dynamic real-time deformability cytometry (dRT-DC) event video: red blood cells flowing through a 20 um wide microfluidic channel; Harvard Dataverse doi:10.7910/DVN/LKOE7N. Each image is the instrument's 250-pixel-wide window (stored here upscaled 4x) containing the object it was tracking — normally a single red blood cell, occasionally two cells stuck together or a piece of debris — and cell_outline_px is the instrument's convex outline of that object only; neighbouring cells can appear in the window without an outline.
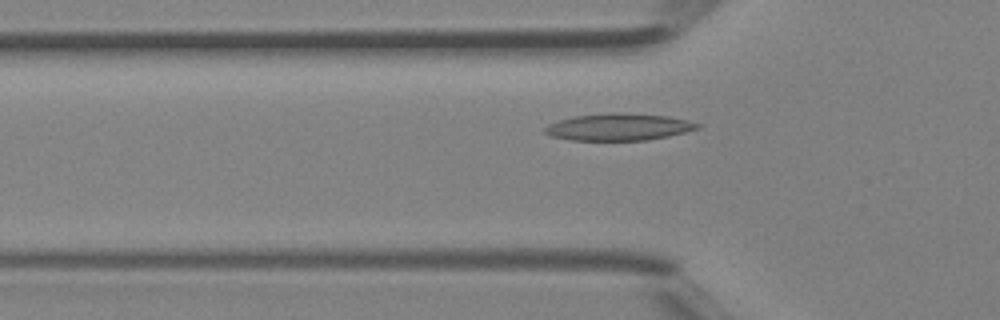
{"species": "Egyptian fruit bat (a non-hibernating species)", "species_latin": "Rousettus aegyptiacus", "temperature_condition": "room temperature", "stored_images_in_passage": 33, "camera_frame_rate_fps": 3000, "um_per_image_px": 0.085, "animal": {"sex": "female"}, "frame": {"image": 1, "passage_image": 5, "time_ms": 1.333, "image_size_px": [1000, 320], "cell_outline_px": [[700, 128], [668, 136], [648, 140], [572, 140], [552, 136], [544, 132], [544, 128], [548, 124], [572, 116], [616, 112], [620, 112], [668, 116], [688, 120], [700, 124]], "centroid_in_image_um": [52.59, 10.79], "position_along_channel_um": 73.2, "area_um2": 23.93}}
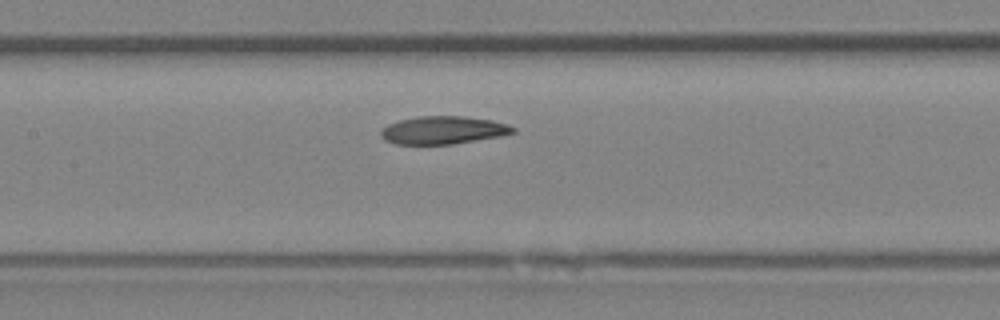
{"frame": {"image": 2, "passage_image": 11, "time_ms": 3.333, "image_size_px": [1000, 320], "cell_outline_px": [[516, 132], [500, 136], [452, 144], [396, 144], [384, 140], [380, 136], [380, 128], [388, 124], [400, 120], [416, 116], [464, 116], [492, 120], [508, 124], [516, 128]], "centroid_in_image_um": [37.65, 11.06], "position_along_channel_um": 169.8, "area_um2": 21.62}}
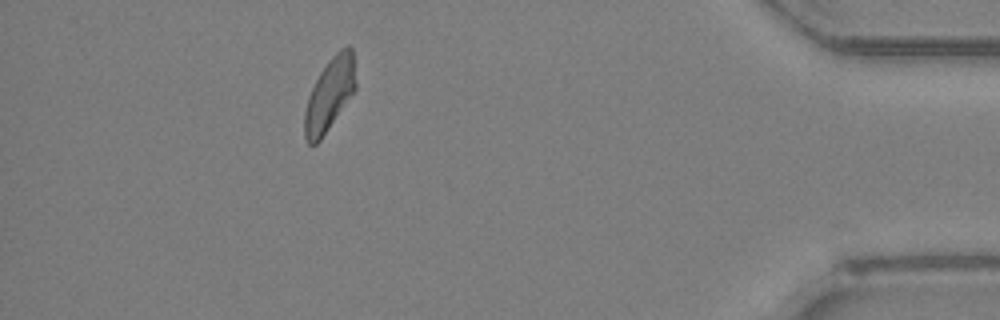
{"frame": {"image": 3, "passage_image": 29, "time_ms": 9.333, "image_size_px": [1000, 320], "cell_outline_px": [[356, 88], [320, 140], [316, 144], [308, 144], [304, 136], [304, 112], [308, 96], [320, 72], [328, 60], [340, 48], [348, 44], [352, 48], [356, 84]], "centroid_in_image_um": [28.0, 8.0], "position_along_channel_um": 407.2, "area_um2": 21.44}}